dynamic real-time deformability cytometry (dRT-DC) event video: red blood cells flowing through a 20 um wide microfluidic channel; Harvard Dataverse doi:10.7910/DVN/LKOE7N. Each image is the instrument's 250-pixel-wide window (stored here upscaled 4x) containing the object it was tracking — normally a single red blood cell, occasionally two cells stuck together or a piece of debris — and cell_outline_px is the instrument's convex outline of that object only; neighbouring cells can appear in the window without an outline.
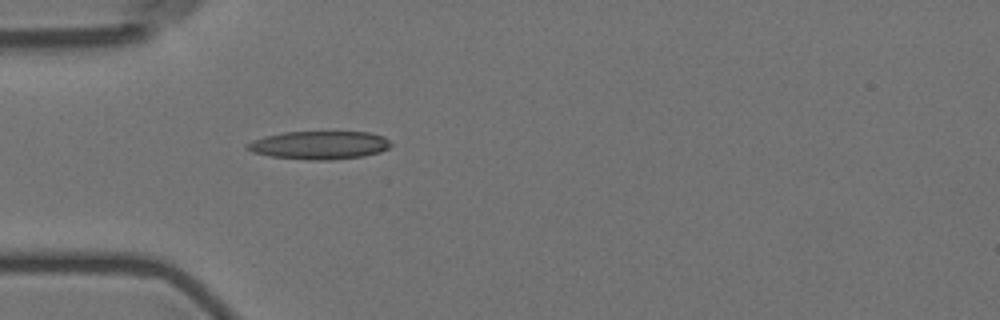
{"species": "Egyptian fruit bat (a non-hibernating species)", "species_latin": "Rousettus aegyptiacus", "temperature_condition": "room temperature", "stored_images_in_passage": 5, "camera_frame_rate_fps": 3000, "um_per_image_px": 0.085, "animal": {"sex": "female"}, "frame": {"image": 1, "passage_image": 5, "time_ms": 4.667, "image_size_px": [1000, 320], "cell_outline_px": [[392, 144], [388, 148], [380, 152], [364, 156], [328, 160], [308, 160], [272, 156], [252, 152], [244, 148], [244, 144], [252, 140], [264, 136], [284, 132], [368, 132], [384, 136]], "centroid_in_image_um": [27.12, 12.33], "position_along_channel_um": 57.9, "area_um2": 23.7}}